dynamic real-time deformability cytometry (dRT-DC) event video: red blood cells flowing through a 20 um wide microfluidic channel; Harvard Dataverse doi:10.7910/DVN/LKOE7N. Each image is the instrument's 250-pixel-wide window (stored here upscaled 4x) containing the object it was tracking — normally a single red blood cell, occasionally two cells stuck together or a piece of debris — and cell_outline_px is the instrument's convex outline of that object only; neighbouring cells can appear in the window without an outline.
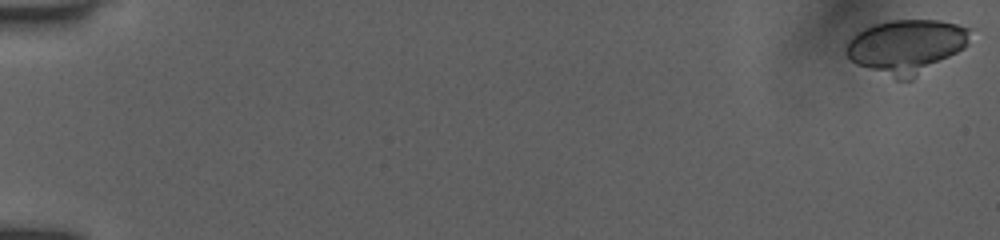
{"species": "human", "species_latin": "Homo sapiens", "temperature_condition": "room temperature", "stored_images_in_passage": 39, "camera_frame_rate_fps": 3000, "um_per_image_px": 0.085, "donor": {"sex": "female"}, "frame": {"image": 1, "passage_image": 1, "time_ms": 0.0, "image_size_px": [1000, 240], "cell_outline_px": [[976, 28], [968, 44], [964, 48], [912, 80], [896, 80], [856, 64], [844, 52], [848, 40], [856, 32], [864, 28], [876, 24], [892, 20], [940, 20]], "centroid_in_image_um": [77.09, 3.94], "position_along_channel_um": 7.9, "area_um2": 39.42}}
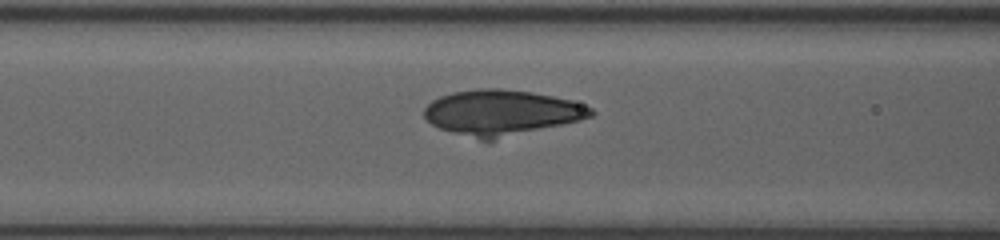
{"frame": {"image": 2, "passage_image": 28, "time_ms": 7.667, "image_size_px": [1000, 240], "cell_outline_px": [[596, 112], [592, 116], [580, 120], [492, 140], [480, 140], [452, 132], [440, 128], [432, 124], [424, 116], [424, 108], [432, 100], [440, 96], [452, 92], [480, 88], [500, 88], [532, 92], [572, 100], [592, 108]], "centroid_in_image_um": [42.62, 9.56], "position_along_channel_um": 124.0, "area_um2": 43.81}}
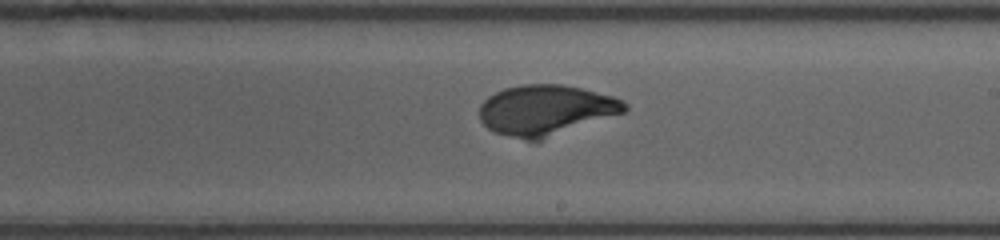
{"frame": {"image": 3, "passage_image": 39, "time_ms": 10.667, "image_size_px": [1000, 240], "cell_outline_px": [[628, 108], [624, 112], [540, 140], [524, 140], [492, 132], [480, 120], [480, 104], [488, 96], [504, 88], [520, 84], [560, 84], [580, 88], [612, 96], [624, 100], [628, 104]], "centroid_in_image_um": [46.37, 9.35], "position_along_channel_um": 242.6, "area_um2": 42.43}}